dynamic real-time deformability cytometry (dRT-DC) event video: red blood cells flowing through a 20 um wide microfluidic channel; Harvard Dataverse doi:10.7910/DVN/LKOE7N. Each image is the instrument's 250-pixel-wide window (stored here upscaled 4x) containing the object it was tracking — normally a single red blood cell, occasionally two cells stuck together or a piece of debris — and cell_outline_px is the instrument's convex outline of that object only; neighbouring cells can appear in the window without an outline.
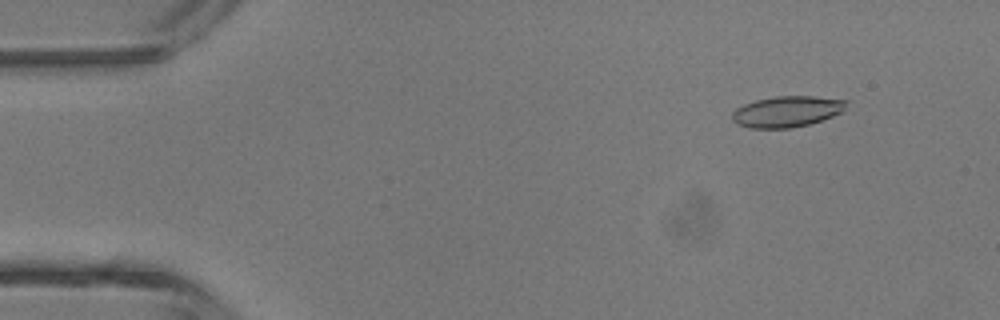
{"species": "common noctule bat (a hibernating species)", "species_latin": "Nyctalus noctula", "temperature_condition": "room temperature", "stored_images_in_passage": 46, "camera_frame_rate_fps": 3000, "um_per_image_px": 0.085, "animal": {"sex": "male", "body_mass_g": 13.3}, "frame": {"image": 1, "passage_image": 5, "time_ms": 1.333, "image_size_px": [1000, 320], "cell_outline_px": [[848, 100], [844, 108], [840, 112], [832, 116], [808, 124], [792, 128], [748, 128], [736, 124], [732, 120], [732, 112], [736, 108], [744, 104], [756, 100], [776, 96], [812, 96]], "centroid_in_image_um": [66.84, 9.48], "position_along_channel_um": 18.2, "area_um2": 20.52}}
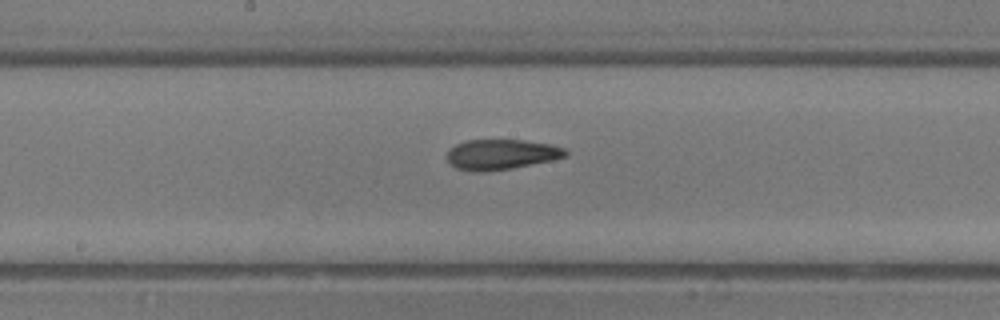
{"frame": {"image": 2, "passage_image": 24, "time_ms": 7.667, "image_size_px": [1000, 320], "cell_outline_px": [[568, 156], [552, 160], [512, 168], [484, 172], [472, 172], [456, 168], [448, 160], [448, 148], [464, 140], [524, 140], [552, 144], [564, 148], [568, 152]], "centroid_in_image_um": [42.61, 13.12], "position_along_channel_um": 205.6, "area_um2": 21.04}}
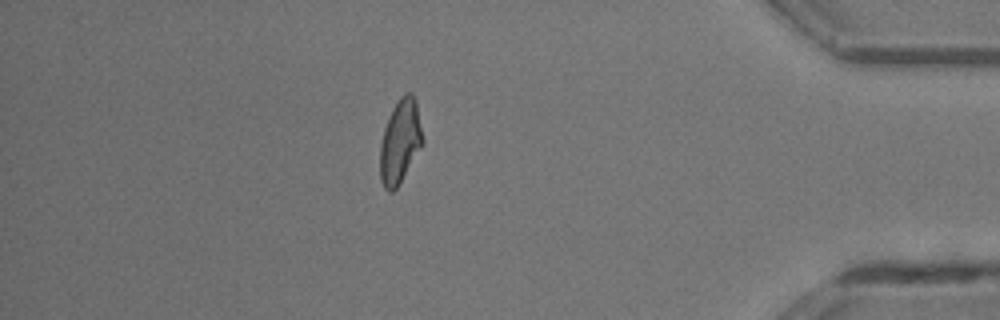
{"frame": {"image": 3, "passage_image": 40, "time_ms": 13.0, "image_size_px": [1000, 320], "cell_outline_px": [[424, 140], [420, 148], [396, 188], [392, 192], [388, 192], [384, 188], [380, 180], [380, 144], [384, 128], [392, 108], [400, 96], [404, 92], [412, 92], [416, 100]], "centroid_in_image_um": [34.0, 11.99], "position_along_channel_um": 401.2, "area_um2": 20.75}, "authors_computed_cell_mechanics": {"area_um2": 20.808, "velocity_mm_per_s": 4.4804, "shape_relaxation_time_tau1_ms": 4.3371, "shape_relaxation_time_tau2_ms": 1.7643, "deformation_change_tau1": 0.187, "deformation_change_tau2": 0.1047}}